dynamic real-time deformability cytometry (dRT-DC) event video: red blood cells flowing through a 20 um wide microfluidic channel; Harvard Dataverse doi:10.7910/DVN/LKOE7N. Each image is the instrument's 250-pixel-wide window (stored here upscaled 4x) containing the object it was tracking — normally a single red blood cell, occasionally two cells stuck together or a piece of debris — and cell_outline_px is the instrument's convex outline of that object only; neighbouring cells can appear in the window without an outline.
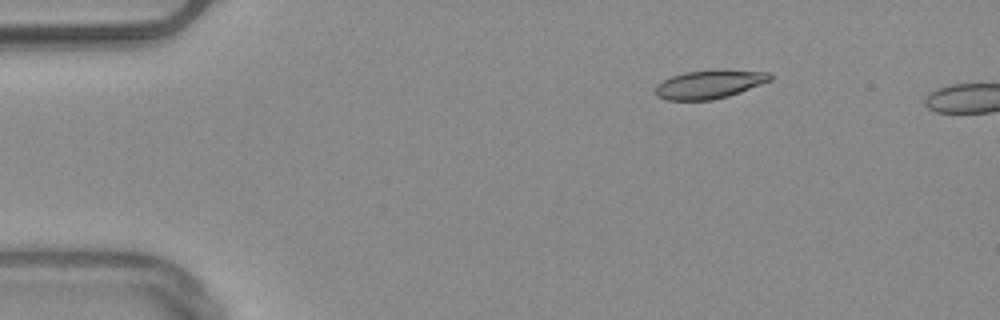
{"species": "common noctule bat (a hibernating species)", "species_latin": "Nyctalus noctula", "temperature_condition": "warm", "stored_images_in_passage": 2, "camera_frame_rate_fps": 3000, "um_per_image_px": 0.085, "animal": {"sex": "male", "body_mass_g": 20.4}, "frame": {"image": 1, "passage_image": 1, "time_ms": 0.0, "image_size_px": [1000, 320], "cell_outline_px": [[772, 80], [740, 92], [728, 96], [712, 100], [668, 100], [660, 96], [656, 92], [656, 84], [672, 76], [684, 72], [772, 72]], "centroid_in_image_um": [60.28, 7.21], "position_along_channel_um": 24.7, "area_um2": 18.09}}